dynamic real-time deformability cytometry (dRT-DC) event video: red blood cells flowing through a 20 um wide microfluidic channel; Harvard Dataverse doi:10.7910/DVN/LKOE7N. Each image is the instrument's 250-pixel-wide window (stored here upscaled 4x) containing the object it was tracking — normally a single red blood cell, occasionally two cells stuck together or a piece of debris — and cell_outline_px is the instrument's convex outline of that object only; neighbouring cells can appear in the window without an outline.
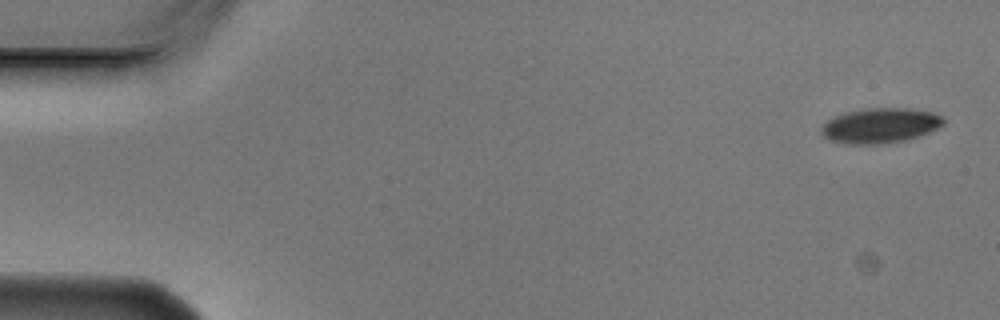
{"species": "Egyptian fruit bat (a non-hibernating species)", "species_latin": "Rousettus aegyptiacus", "temperature_condition": "cold", "stored_images_in_passage": 5, "camera_frame_rate_fps": 3000, "um_per_image_px": 0.085, "animal": {"sex": "male"}, "frame": {"image": 1, "passage_image": 1, "time_ms": 0.0, "image_size_px": [1000, 320], "cell_outline_px": [[944, 124], [920, 136], [908, 140], [880, 144], [844, 144], [828, 140], [820, 132], [820, 128], [828, 120], [836, 116], [848, 112], [868, 108], [912, 108], [932, 112], [940, 116], [944, 120]], "centroid_in_image_um": [74.81, 10.68], "position_along_channel_um": 10.2, "area_um2": 24.97}}